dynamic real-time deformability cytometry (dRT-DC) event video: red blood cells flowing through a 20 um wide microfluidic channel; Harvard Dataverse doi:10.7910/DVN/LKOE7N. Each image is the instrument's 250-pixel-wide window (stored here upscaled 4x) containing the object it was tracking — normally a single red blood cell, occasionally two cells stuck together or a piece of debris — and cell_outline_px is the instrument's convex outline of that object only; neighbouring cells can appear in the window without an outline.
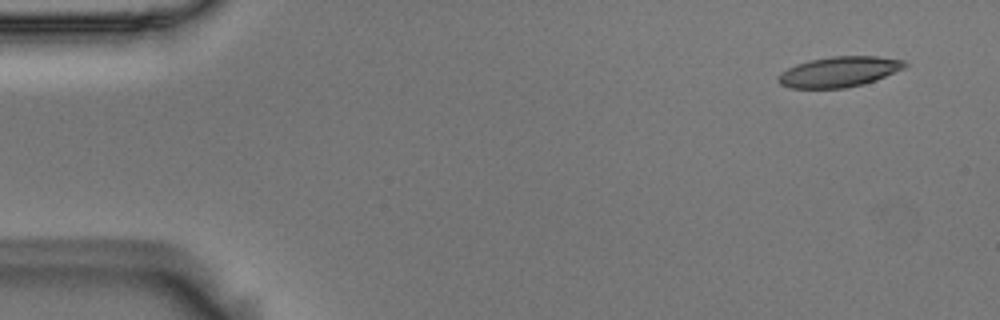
{"species": "Egyptian fruit bat (a non-hibernating species)", "species_latin": "Rousettus aegyptiacus", "temperature_condition": "room temperature", "stored_images_in_passage": 4, "camera_frame_rate_fps": 3000, "um_per_image_px": 0.085, "animal": {"sex": "male"}, "frame": {"image": 1, "passage_image": 1, "time_ms": 0.0, "image_size_px": [1000, 320], "cell_outline_px": [[908, 64], [904, 68], [876, 80], [864, 84], [844, 88], [788, 88], [780, 84], [776, 80], [776, 76], [780, 72], [796, 64], [808, 60], [832, 56], [876, 56], [904, 60]], "centroid_in_image_um": [71.28, 6.1], "position_along_channel_um": 13.7, "area_um2": 22.6}}
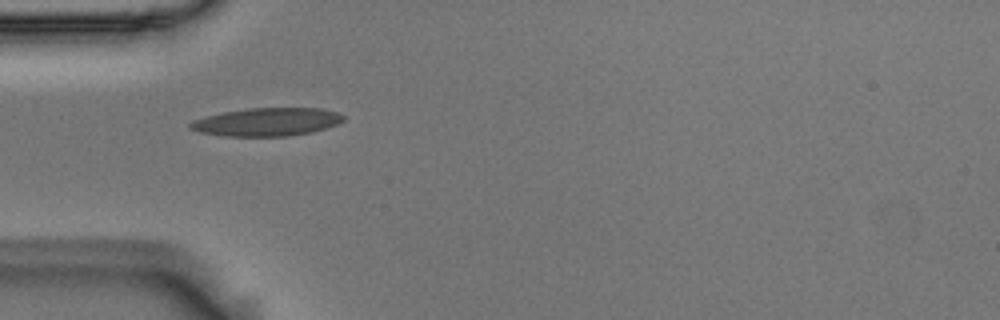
{"frame": {"image": 2, "passage_image": 4, "time_ms": 1.0, "image_size_px": [1000, 320], "cell_outline_px": [[344, 120], [336, 124], [312, 132], [288, 136], [224, 136], [200, 132], [188, 128], [188, 124], [192, 120], [224, 112], [248, 108], [320, 108], [336, 112], [344, 116]], "centroid_in_image_um": [22.66, 10.36], "position_along_channel_um": 62.3, "area_um2": 24.97}}